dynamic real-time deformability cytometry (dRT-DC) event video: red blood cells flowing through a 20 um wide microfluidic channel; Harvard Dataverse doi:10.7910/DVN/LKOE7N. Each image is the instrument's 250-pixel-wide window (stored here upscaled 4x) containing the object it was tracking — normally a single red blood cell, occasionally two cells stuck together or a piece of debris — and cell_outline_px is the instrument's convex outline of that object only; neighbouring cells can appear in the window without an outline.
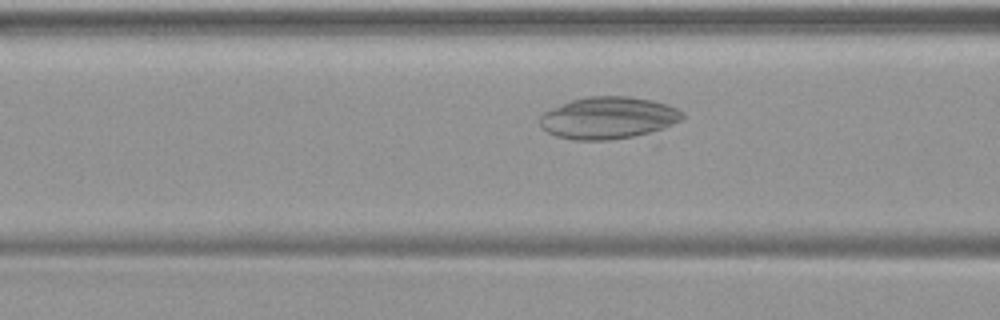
{"species": "common noctule bat (a hibernating species)", "species_latin": "Nyctalus noctula", "temperature_condition": "warm", "stored_images_in_passage": 32, "camera_frame_rate_fps": 3000, "um_per_image_px": 0.085, "animal": {"sex": "female", "body_mass_g": 19.9}, "frame": {"image": 1, "passage_image": 11, "time_ms": 3.333, "image_size_px": [1000, 320], "cell_outline_px": [[684, 116], [680, 120], [656, 132], [608, 140], [576, 140], [556, 136], [540, 128], [540, 116], [544, 112], [552, 108], [572, 100], [588, 96], [628, 96], [652, 100], [668, 104], [684, 112]], "centroid_in_image_um": [51.71, 10.02], "position_along_channel_um": 114.9, "area_um2": 34.97}}
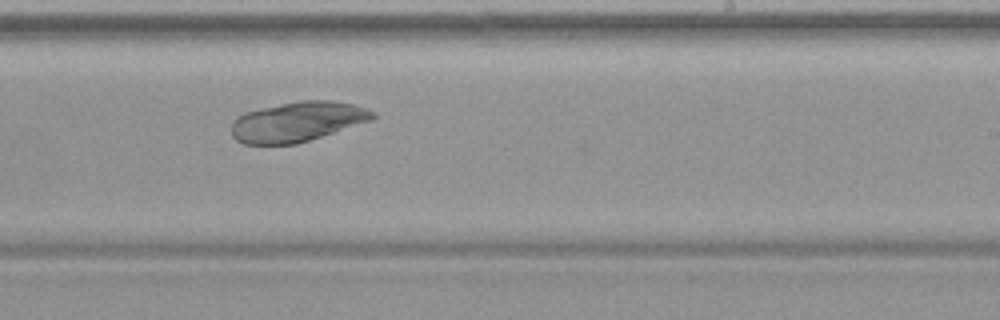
{"frame": {"image": 2, "passage_image": 22, "time_ms": 7.0, "image_size_px": [1000, 320], "cell_outline_px": [[376, 116], [372, 120], [296, 144], [244, 144], [236, 140], [232, 136], [232, 124], [244, 112], [260, 108], [300, 100], [332, 100], [352, 104], [376, 112]], "centroid_in_image_um": [25.29, 10.34], "position_along_channel_um": 263.7, "area_um2": 32.6}}
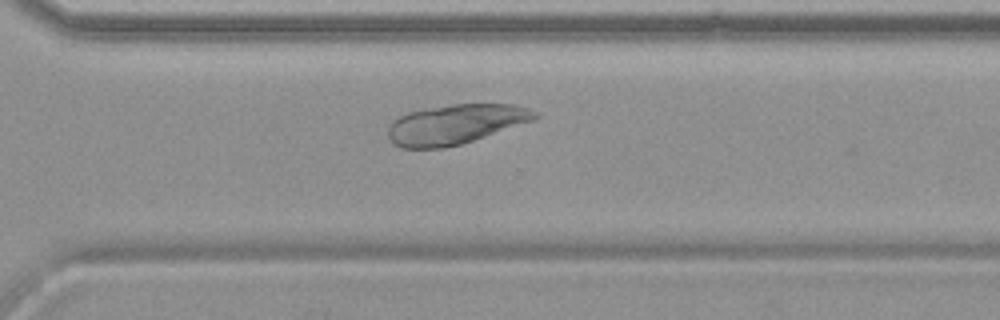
{"frame": {"image": 3, "passage_image": 27, "time_ms": 8.667, "image_size_px": [1000, 320], "cell_outline_px": [[540, 116], [536, 120], [460, 144], [444, 148], [400, 148], [388, 136], [388, 124], [392, 120], [408, 112], [452, 104], [512, 104], [528, 108], [536, 112]], "centroid_in_image_um": [38.73, 10.56], "position_along_channel_um": 331.9, "area_um2": 33.87}}